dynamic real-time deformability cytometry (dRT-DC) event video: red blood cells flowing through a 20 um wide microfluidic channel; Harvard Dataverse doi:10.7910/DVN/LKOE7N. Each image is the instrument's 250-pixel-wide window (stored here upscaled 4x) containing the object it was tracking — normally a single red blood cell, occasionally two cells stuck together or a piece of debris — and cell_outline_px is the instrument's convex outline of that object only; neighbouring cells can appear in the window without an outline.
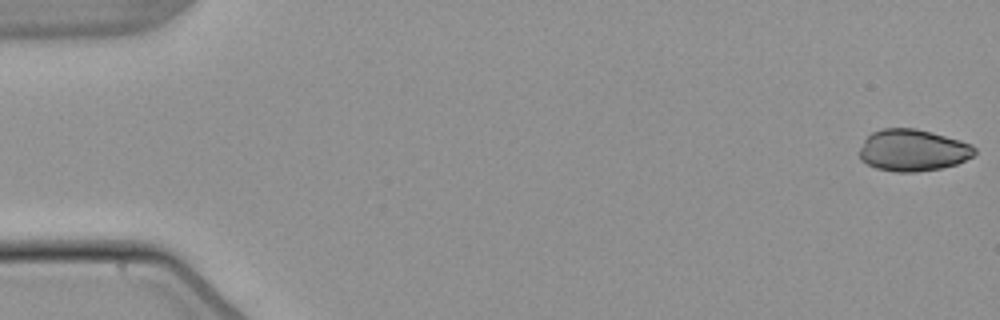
{"species": "common noctule bat (a hibernating species)", "species_latin": "Nyctalus noctula", "temperature_condition": "warm", "stored_images_in_passage": 54, "camera_frame_rate_fps": 3000, "um_per_image_px": 0.085, "animal": {"sex": "male", "body_mass_g": 21.5, "forearm_length_mm": 52.0}, "frame": {"image": 1, "passage_image": 1, "time_ms": 0.0, "image_size_px": [1000, 320], "cell_outline_px": [[976, 152], [972, 156], [956, 164], [940, 168], [916, 172], [896, 172], [876, 168], [860, 160], [860, 148], [864, 140], [872, 132], [884, 128], [916, 128], [932, 132], [960, 140], [972, 144], [976, 148]], "centroid_in_image_um": [77.59, 12.77], "position_along_channel_um": 7.4, "area_um2": 28.03}}
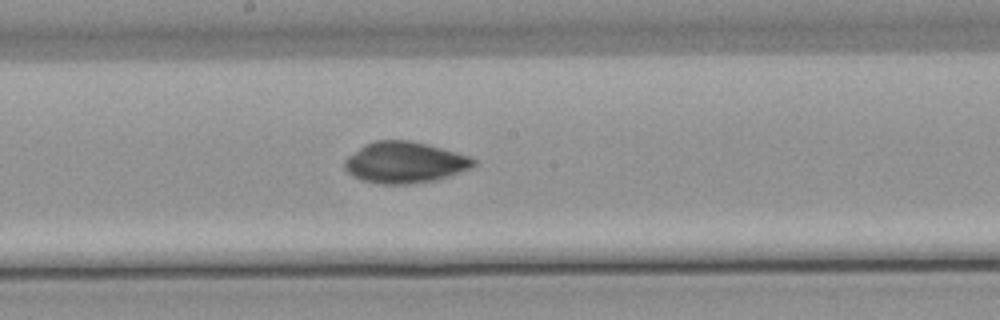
{"frame": {"image": 2, "passage_image": 29, "time_ms": 9.333, "image_size_px": [1000, 320], "cell_outline_px": [[476, 164], [472, 168], [448, 176], [432, 180], [408, 184], [380, 184], [360, 180], [352, 176], [344, 168], [344, 160], [348, 156], [364, 144], [376, 140], [412, 140], [428, 144], [468, 156], [476, 160]], "centroid_in_image_um": [34.37, 13.8], "position_along_channel_um": 213.8, "area_um2": 30.98}}
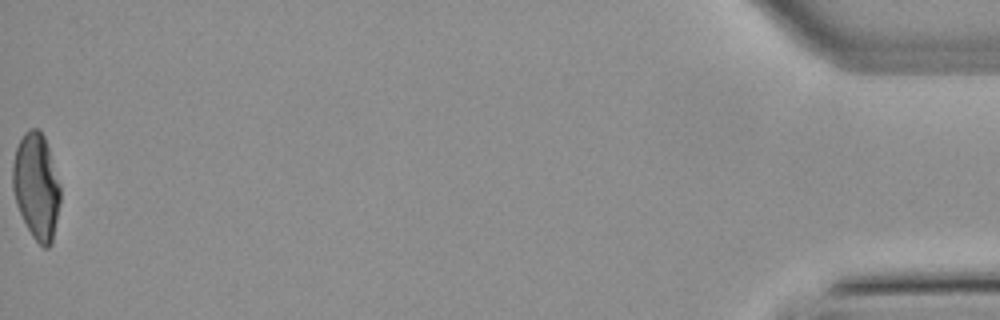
{"frame": {"image": 3, "passage_image": 54, "time_ms": 17.667, "image_size_px": [1000, 320], "cell_outline_px": [[60, 200], [52, 244], [48, 248], [44, 248], [32, 236], [16, 204], [12, 188], [12, 168], [16, 148], [24, 132], [28, 128], [36, 128], [44, 136], [60, 184]], "centroid_in_image_um": [3.08, 15.84], "position_along_channel_um": 432.1, "area_um2": 29.25}, "authors_computed_cell_mechanics": {"area_um2": 29.5358, "velocity_mm_per_s": 3.8331, "shape_relaxation_time_tau1_ms": 8.7782, "shape_relaxation_time_tau2_ms": 2.8893, "deformation_change_tau1": 0.1937, "deformation_change_tau2": 0.0463}}